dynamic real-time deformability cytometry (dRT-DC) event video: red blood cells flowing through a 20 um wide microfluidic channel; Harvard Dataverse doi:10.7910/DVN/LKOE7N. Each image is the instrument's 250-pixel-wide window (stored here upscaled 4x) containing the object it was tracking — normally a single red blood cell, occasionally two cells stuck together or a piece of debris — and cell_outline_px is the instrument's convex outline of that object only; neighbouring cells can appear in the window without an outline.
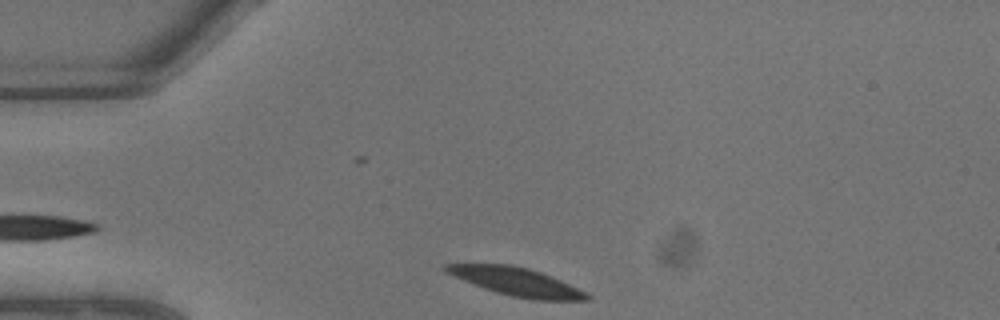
{"species": "common noctule bat (a hibernating species)", "species_latin": "Nyctalus noctula", "temperature_condition": "warm", "stored_images_in_passage": 3, "segment_of_instrument_passage": [2, 2], "camera_frame_rate_fps": 3000, "um_per_image_px": 0.085, "animal": {"sex": "male", "body_mass_g": 13.3}, "frame": {"image": 1, "passage_image": 3, "time_ms": 0.667, "image_size_px": [1000, 320], "cell_outline_px": [[592, 300], [536, 300], [512, 296], [496, 292], [484, 288], [444, 272], [440, 268], [444, 264], [512, 264], [528, 268], [552, 276], [588, 292], [592, 296]], "centroid_in_image_um": [43.93, 23.94], "position_along_channel_um": 41.1, "area_um2": 23.24}}